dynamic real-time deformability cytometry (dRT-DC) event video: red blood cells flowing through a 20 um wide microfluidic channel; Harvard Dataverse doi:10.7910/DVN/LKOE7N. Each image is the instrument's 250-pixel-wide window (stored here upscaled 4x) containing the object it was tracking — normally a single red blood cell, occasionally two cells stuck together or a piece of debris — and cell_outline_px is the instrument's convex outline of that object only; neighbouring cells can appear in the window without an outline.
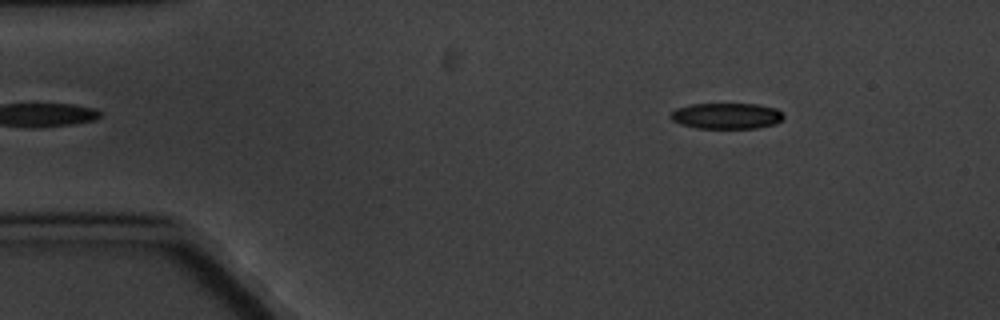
{"species": "common noctule bat (a hibernating species)", "species_latin": "Nyctalus noctula", "temperature_condition": "cold", "stored_images_in_passage": 4, "camera_frame_rate_fps": 3000, "um_per_image_px": 0.085, "animal": {"sex": "male", "body_mass_g": 20.1, "forearm_length_mm": 53.5}, "frame": {"image": 1, "passage_image": 2, "time_ms": 1.333, "image_size_px": [1000, 320], "cell_outline_px": [[784, 116], [776, 124], [756, 128], [696, 128], [680, 124], [672, 120], [668, 116], [676, 108], [692, 104], [760, 104], [776, 108]], "centroid_in_image_um": [61.74, 9.85], "position_along_channel_um": 23.3, "area_um2": 17.11}}
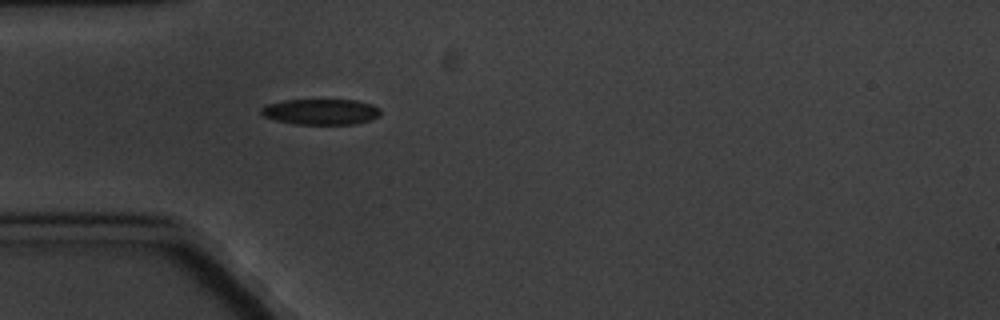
{"frame": {"image": 2, "passage_image": 4, "time_ms": 4.333, "image_size_px": [1000, 320], "cell_outline_px": [[380, 116], [356, 124], [296, 124], [276, 120], [264, 116], [260, 112], [260, 108], [268, 104], [284, 100], [356, 100], [372, 104], [380, 108]], "centroid_in_image_um": [27.29, 9.5], "position_along_channel_um": 57.7, "area_um2": 17.86}}